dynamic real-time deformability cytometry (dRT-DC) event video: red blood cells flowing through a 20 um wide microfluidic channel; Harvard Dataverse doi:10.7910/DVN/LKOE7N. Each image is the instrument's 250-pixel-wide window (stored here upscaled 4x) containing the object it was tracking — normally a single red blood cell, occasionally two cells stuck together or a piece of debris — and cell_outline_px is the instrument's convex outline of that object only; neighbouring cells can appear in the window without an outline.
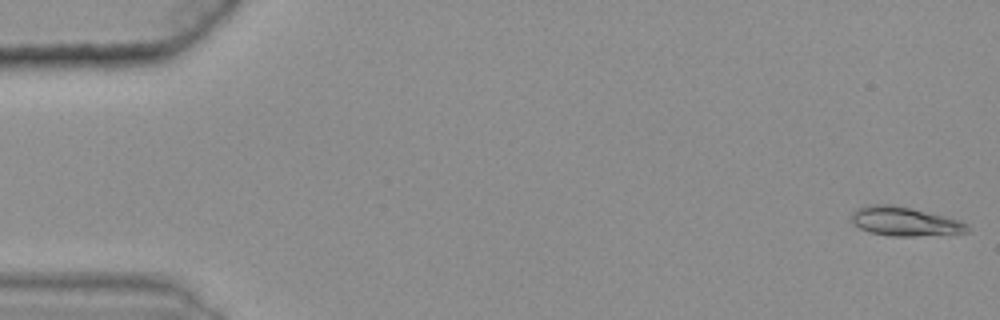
{"species": "common noctule bat (a hibernating species)", "species_latin": "Nyctalus noctula", "temperature_condition": "warm", "stored_images_in_passage": 48, "camera_frame_rate_fps": 3000, "um_per_image_px": 0.085, "animal": {"sex": "female", "body_mass_g": 25.1}, "frame": {"image": 1, "passage_image": 1, "time_ms": 0.0, "image_size_px": [1000, 320], "cell_outline_px": [[968, 232], [916, 236], [888, 236], [868, 232], [852, 224], [852, 212], [856, 208], [868, 204], [892, 204], [912, 208], [960, 220], [968, 224]], "centroid_in_image_um": [76.85, 18.81], "position_along_channel_um": 8.2, "area_um2": 19.71}}
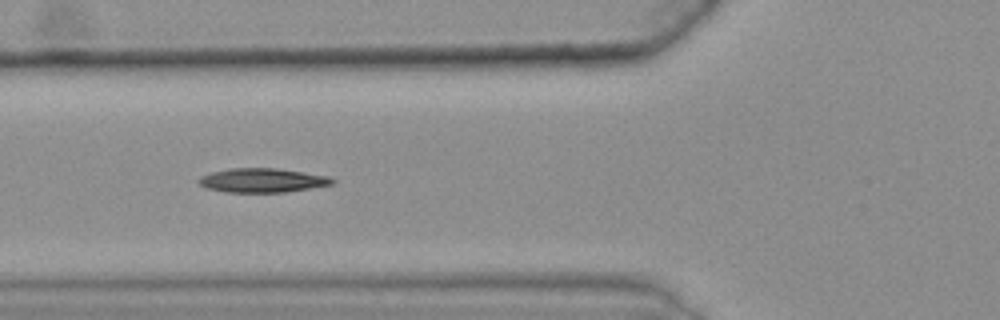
{"frame": {"image": 2, "passage_image": 21, "time_ms": 6.667, "image_size_px": [1000, 320], "cell_outline_px": [[336, 180], [332, 184], [284, 192], [224, 192], [208, 188], [200, 184], [196, 180], [200, 176], [212, 172], [232, 168], [276, 168], [328, 176]], "centroid_in_image_um": [22.26, 15.32], "position_along_channel_um": 103.5, "area_um2": 18.55}}
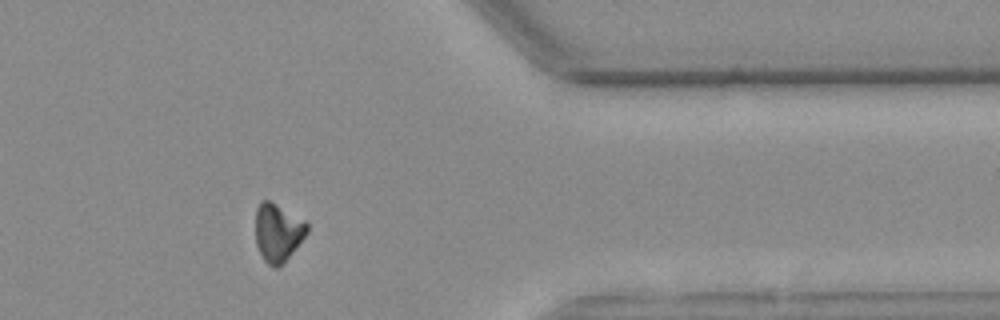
{"frame": {"image": 3, "passage_image": 46, "time_ms": 15.0, "image_size_px": [1000, 320], "cell_outline_px": [[308, 232], [284, 264], [276, 268], [272, 268], [264, 260], [256, 244], [256, 208], [260, 200], [268, 200], [304, 220], [308, 224]], "centroid_in_image_um": [23.61, 19.79], "position_along_channel_um": 387.8, "area_um2": 17.46}}